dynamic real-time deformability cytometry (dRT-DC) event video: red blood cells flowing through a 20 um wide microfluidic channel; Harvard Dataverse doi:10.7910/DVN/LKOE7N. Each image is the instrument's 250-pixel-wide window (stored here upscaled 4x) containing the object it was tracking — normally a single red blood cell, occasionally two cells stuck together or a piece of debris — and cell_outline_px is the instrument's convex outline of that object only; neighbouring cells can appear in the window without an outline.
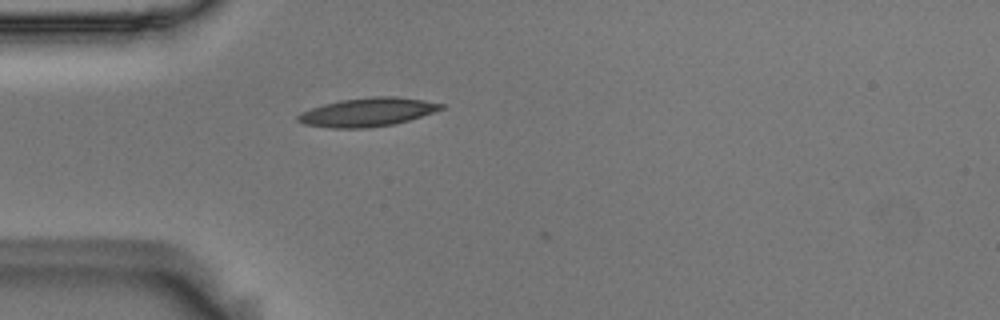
{"species": "Egyptian fruit bat (a non-hibernating species)", "species_latin": "Rousettus aegyptiacus", "temperature_condition": "room temperature", "stored_images_in_passage": 2, "camera_frame_rate_fps": 3000, "um_per_image_px": 0.085, "animal": {"sex": "male"}, "frame": {"image": 1, "passage_image": 1, "time_ms": 0.0, "image_size_px": [1000, 320], "cell_outline_px": [[444, 108], [408, 120], [392, 124], [368, 128], [332, 128], [304, 124], [296, 120], [296, 116], [300, 112], [324, 104], [340, 100], [372, 96], [396, 96], [424, 100], [444, 104]], "centroid_in_image_um": [31.2, 9.52], "position_along_channel_um": 53.8, "area_um2": 23.76}}